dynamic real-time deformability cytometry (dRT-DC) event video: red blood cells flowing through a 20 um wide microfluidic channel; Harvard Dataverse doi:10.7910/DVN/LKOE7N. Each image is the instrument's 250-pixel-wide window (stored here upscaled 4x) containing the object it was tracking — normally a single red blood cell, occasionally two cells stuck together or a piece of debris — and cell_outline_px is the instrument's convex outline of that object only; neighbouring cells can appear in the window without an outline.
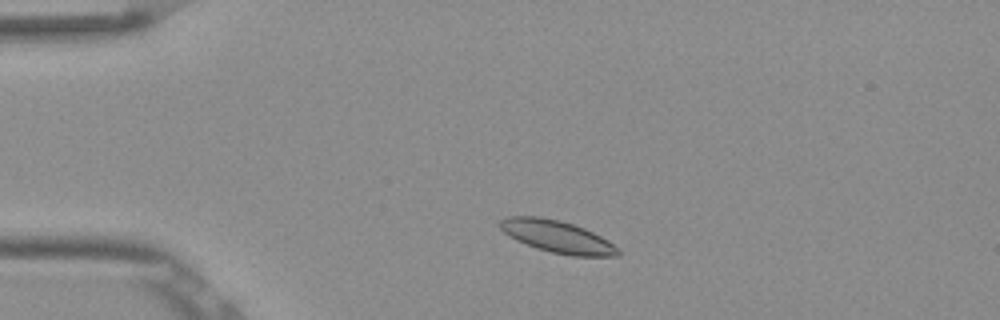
{"species": "Egyptian fruit bat (a non-hibernating species)", "species_latin": "Rousettus aegyptiacus", "temperature_condition": "room temperature", "stored_images_in_passage": 49, "camera_frame_rate_fps": 3000, "um_per_image_px": 0.085, "frame": {"image": 1, "passage_image": 7, "time_ms": 2.0, "image_size_px": [1000, 320], "cell_outline_px": [[620, 252], [616, 256], [572, 256], [552, 252], [536, 248], [516, 240], [504, 232], [496, 224], [500, 220], [508, 216], [536, 216], [560, 220], [584, 228], [608, 240]], "centroid_in_image_um": [47.31, 20.1], "position_along_channel_um": 37.7, "area_um2": 21.96}}
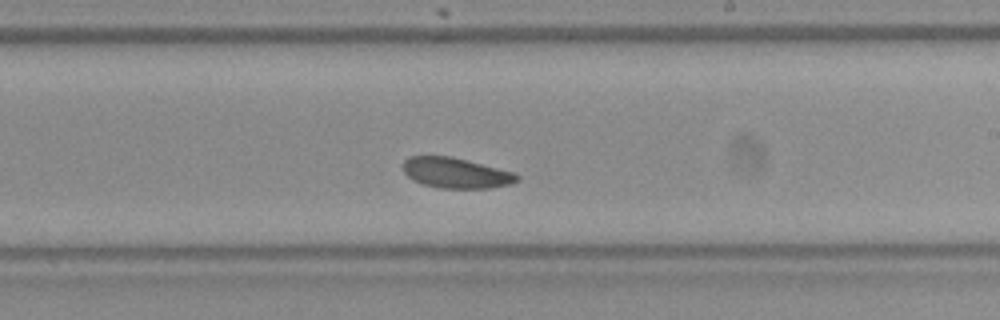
{"frame": {"image": 2, "passage_image": 27, "time_ms": 8.667, "image_size_px": [1000, 320], "cell_outline_px": [[520, 180], [512, 184], [488, 188], [440, 188], [424, 184], [412, 180], [404, 172], [404, 160], [408, 156], [452, 156], [512, 172], [520, 176]], "centroid_in_image_um": [38.75, 14.7], "position_along_channel_um": 250.2, "area_um2": 20.11}}
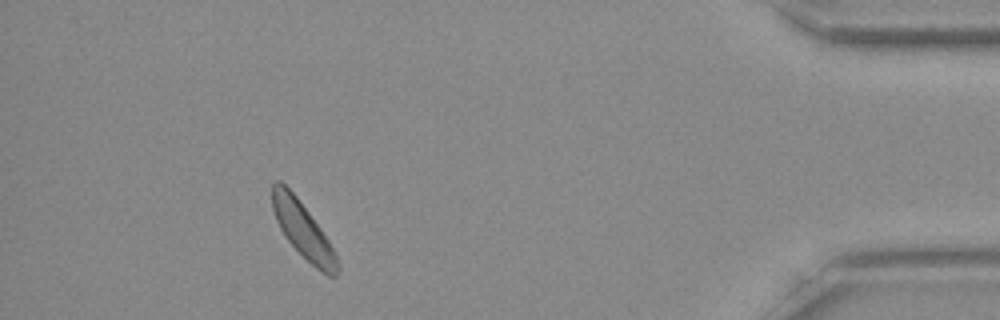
{"frame": {"image": 3, "passage_image": 44, "time_ms": 14.333, "image_size_px": [1000, 320], "cell_outline_px": [[340, 268], [336, 276], [328, 276], [316, 268], [284, 236], [276, 220], [272, 208], [272, 184], [276, 180], [280, 180], [296, 196], [320, 228], [336, 252]], "centroid_in_image_um": [25.76, 19.57], "position_along_channel_um": 409.4, "area_um2": 20.81}, "authors_computed_cell_mechanics": {"area_um2": 21.2704, "velocity_mm_per_s": 3.7741, "shape_relaxation_time_tau1_ms": null, "shape_relaxation_time_tau2_ms": 5.8053, "deformation_change_tau1": null, "deformation_change_tau2": 0.1107}}